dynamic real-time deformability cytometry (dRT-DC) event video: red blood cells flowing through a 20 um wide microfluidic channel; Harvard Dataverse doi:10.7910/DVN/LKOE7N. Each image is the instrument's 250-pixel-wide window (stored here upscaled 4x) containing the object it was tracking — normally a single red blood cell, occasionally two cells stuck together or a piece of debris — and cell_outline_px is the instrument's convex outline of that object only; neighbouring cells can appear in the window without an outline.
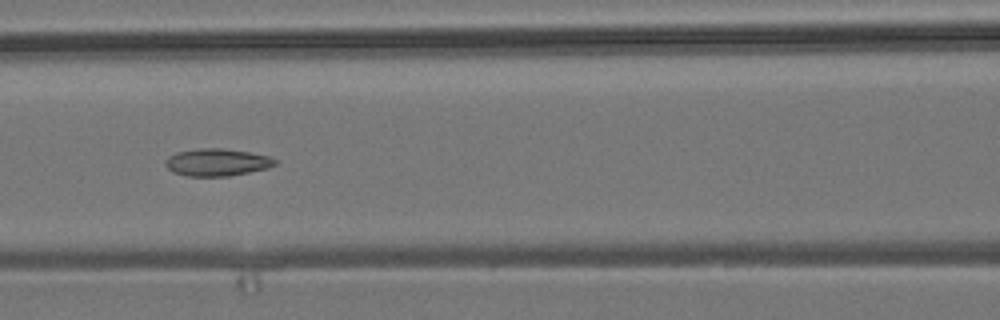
{"species": "common noctule bat (a hibernating species)", "species_latin": "Nyctalus noctula", "temperature_condition": "room temperature", "stored_images_in_passage": 9, "camera_frame_rate_fps": 3000, "um_per_image_px": 0.085, "animal": {"sex": "male", "body_mass_g": 19.2, "forearm_length_mm": 51.8}, "frame": {"image": 1, "passage_image": 6, "time_ms": 6.667, "image_size_px": [1000, 320], "cell_outline_px": [[276, 164], [268, 168], [228, 176], [188, 176], [172, 172], [164, 164], [164, 160], [168, 156], [176, 152], [200, 148], [220, 148], [252, 152], [268, 156], [276, 160]], "centroid_in_image_um": [18.41, 13.79], "position_along_channel_um": 148.2, "area_um2": 17.51}}
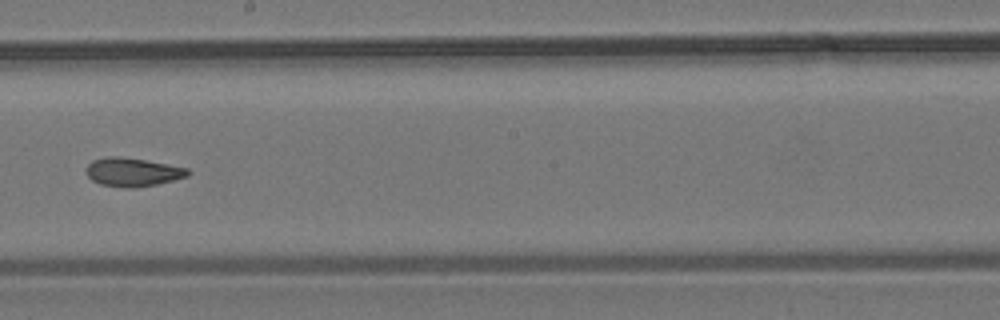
{"frame": {"image": 2, "passage_image": 8, "time_ms": 9.0, "image_size_px": [1000, 320], "cell_outline_px": [[192, 172], [188, 176], [156, 184], [136, 188], [124, 188], [100, 184], [92, 180], [88, 176], [84, 168], [92, 160], [108, 156], [120, 156], [144, 160], [188, 168]], "centroid_in_image_um": [11.24, 14.63], "position_along_channel_um": 237.0, "area_um2": 16.99}}
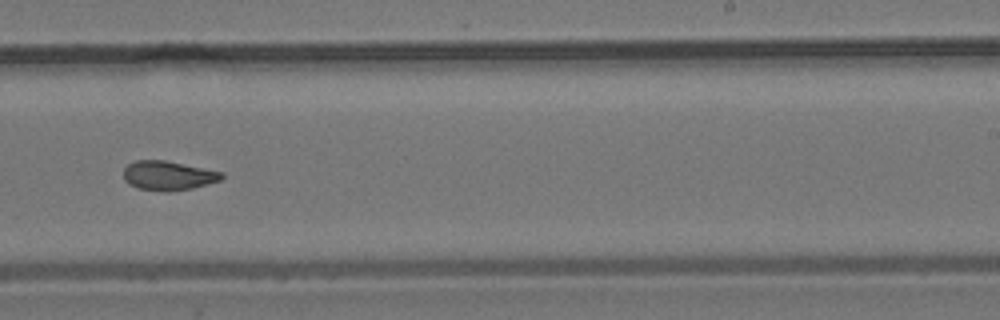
{"frame": {"image": 3, "passage_image": 9, "time_ms": 10.0, "image_size_px": [1000, 320], "cell_outline_px": [[224, 176], [220, 180], [192, 188], [172, 192], [164, 192], [140, 188], [128, 184], [124, 180], [124, 168], [128, 164], [136, 160], [164, 160], [224, 172]], "centroid_in_image_um": [14.29, 14.93], "position_along_channel_um": 274.7, "area_um2": 16.76}}